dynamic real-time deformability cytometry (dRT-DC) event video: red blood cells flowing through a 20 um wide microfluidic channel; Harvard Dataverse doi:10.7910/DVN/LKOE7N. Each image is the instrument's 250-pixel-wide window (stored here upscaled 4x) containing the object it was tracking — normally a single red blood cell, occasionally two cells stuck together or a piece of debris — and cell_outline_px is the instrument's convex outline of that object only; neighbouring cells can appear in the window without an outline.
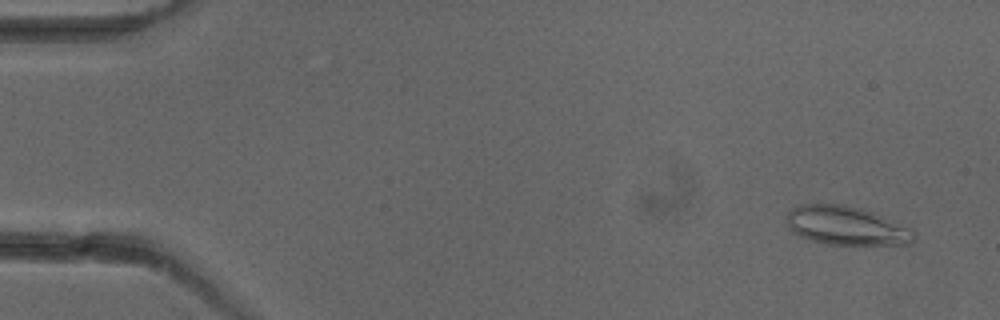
{"species": "common noctule bat (a hibernating species)", "species_latin": "Nyctalus noctula", "temperature_condition": "cold", "stored_images_in_passage": 5, "camera_frame_rate_fps": 3000, "um_per_image_px": 0.085, "animal": {"sex": "female"}, "frame": {"image": 1, "passage_image": 1, "time_ms": 0.0, "image_size_px": [1000, 320], "cell_outline_px": [[916, 236], [912, 244], [828, 244], [812, 240], [800, 236], [792, 232], [784, 220], [788, 212], [792, 208], [800, 204], [844, 204], [864, 208], [912, 228], [916, 232]], "centroid_in_image_um": [71.95, 19.17], "position_along_channel_um": 13.1, "area_um2": 29.13}}